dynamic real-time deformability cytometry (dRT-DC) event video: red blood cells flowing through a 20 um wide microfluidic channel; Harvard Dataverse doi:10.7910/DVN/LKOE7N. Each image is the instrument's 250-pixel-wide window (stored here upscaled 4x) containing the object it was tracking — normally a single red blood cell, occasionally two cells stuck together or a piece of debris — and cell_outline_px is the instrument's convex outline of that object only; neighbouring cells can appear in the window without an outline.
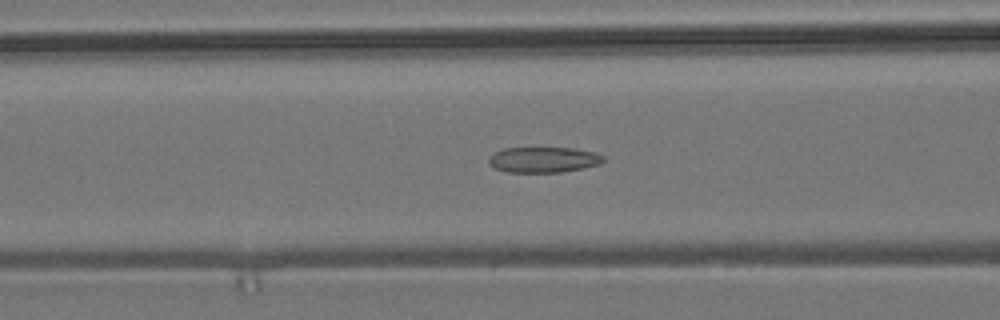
{"species": "common noctule bat (a hibernating species)", "species_latin": "Nyctalus noctula", "temperature_condition": "room temperature", "stored_images_in_passage": 55, "camera_frame_rate_fps": 3000, "um_per_image_px": 0.085, "animal": {"sex": "male", "body_mass_g": 19.2, "forearm_length_mm": 51.8}, "frame": {"image": 1, "passage_image": 22, "time_ms": 7.0, "image_size_px": [1000, 320], "cell_outline_px": [[604, 160], [600, 164], [584, 168], [560, 172], [508, 172], [496, 168], [488, 164], [488, 156], [504, 148], [576, 148], [596, 152], [604, 156]], "centroid_in_image_um": [46.22, 13.57], "position_along_channel_um": 120.4, "area_um2": 17.17}}
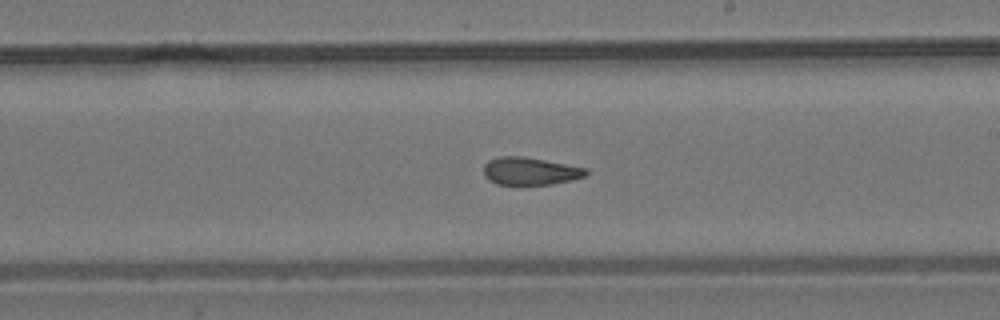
{"frame": {"image": 2, "passage_image": 32, "time_ms": 10.333, "image_size_px": [1000, 320], "cell_outline_px": [[588, 172], [584, 176], [552, 184], [520, 188], [496, 184], [488, 180], [484, 176], [484, 164], [488, 160], [500, 156], [524, 156], [588, 168]], "centroid_in_image_um": [44.99, 14.59], "position_along_channel_um": 244.0, "area_um2": 17.22}}
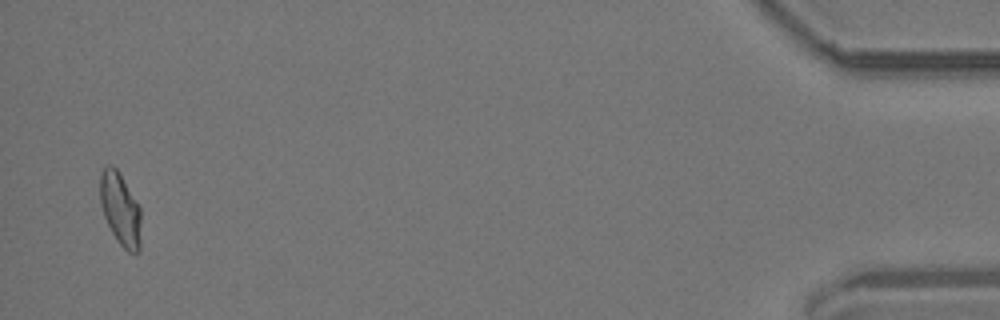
{"frame": {"image": 3, "passage_image": 54, "time_ms": 17.667, "image_size_px": [1000, 320], "cell_outline_px": [[140, 252], [128, 252], [116, 240], [104, 216], [100, 204], [100, 172], [108, 164], [112, 164], [116, 168], [140, 208]], "centroid_in_image_um": [10.21, 17.78], "position_along_channel_um": 425.0, "area_um2": 17.17}, "authors_computed_cell_mechanics": {"area_um2": 17.34, "velocity_mm_per_s": 3.703, "shape_relaxation_time_tau1_ms": null, "shape_relaxation_time_tau2_ms": 3.2427, "deformation_change_tau1": null, "deformation_change_tau2": 0.1068}}